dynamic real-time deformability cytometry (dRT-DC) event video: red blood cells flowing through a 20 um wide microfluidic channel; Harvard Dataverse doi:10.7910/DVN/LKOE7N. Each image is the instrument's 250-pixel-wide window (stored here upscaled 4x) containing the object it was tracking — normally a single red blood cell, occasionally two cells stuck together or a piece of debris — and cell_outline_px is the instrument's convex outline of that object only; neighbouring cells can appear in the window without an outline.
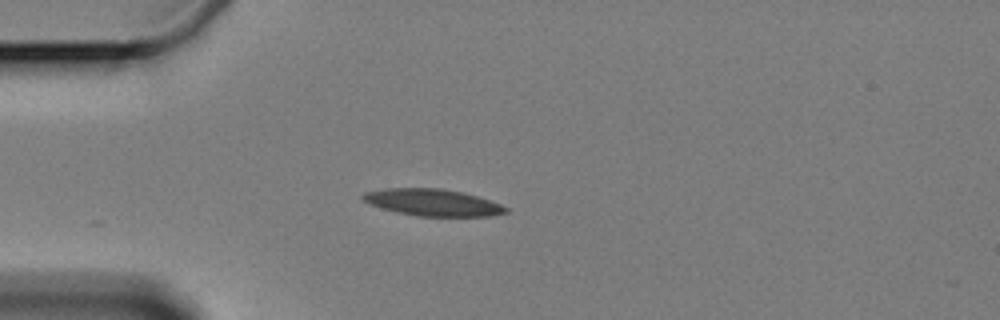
{"species": "Egyptian fruit bat (a non-hibernating species)", "species_latin": "Rousettus aegyptiacus", "temperature_condition": "cold", "stored_images_in_passage": 9, "camera_frame_rate_fps": 3000, "um_per_image_px": 0.085, "animal": {"sex": "female"}, "frame": {"image": 1, "passage_image": 4, "time_ms": 3.667, "image_size_px": [1000, 320], "cell_outline_px": [[508, 212], [492, 216], [416, 216], [396, 212], [380, 208], [368, 204], [360, 196], [364, 192], [388, 188], [440, 188], [460, 192], [476, 196], [500, 204], [508, 208]], "centroid_in_image_um": [36.73, 17.21], "position_along_channel_um": 48.3, "area_um2": 22.31}}
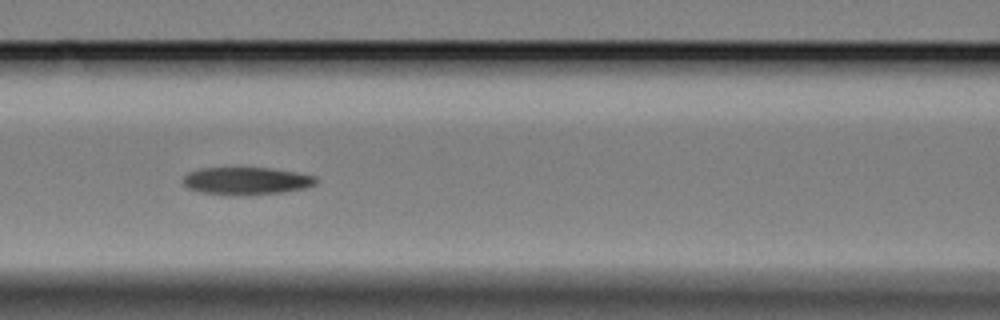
{"frame": {"image": 2, "passage_image": 7, "time_ms": 7.0, "image_size_px": [1000, 320], "cell_outline_px": [[316, 184], [304, 188], [284, 192], [244, 196], [236, 196], [200, 192], [188, 188], [184, 184], [184, 176], [188, 172], [200, 168], [272, 168], [296, 172], [316, 176]], "centroid_in_image_um": [20.95, 15.39], "position_along_channel_um": 145.7, "area_um2": 21.5}}
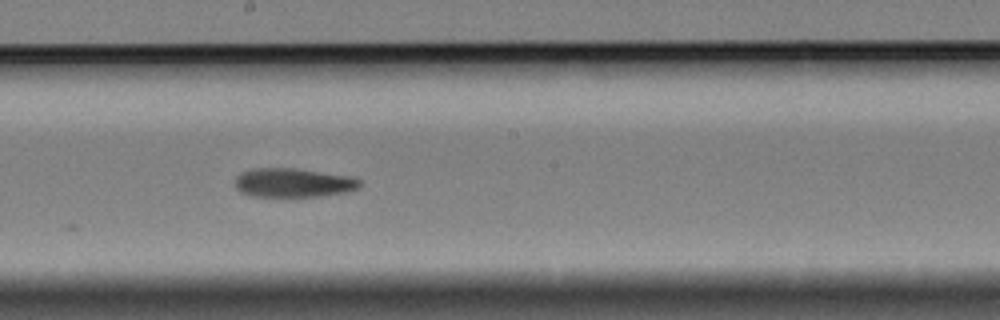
{"frame": {"image": 3, "passage_image": 9, "time_ms": 9.333, "image_size_px": [1000, 320], "cell_outline_px": [[360, 188], [348, 192], [320, 196], [248, 196], [240, 192], [236, 188], [236, 176], [240, 172], [256, 168], [296, 168], [352, 176], [360, 180]], "centroid_in_image_um": [24.94, 15.53], "position_along_channel_um": 223.3, "area_um2": 21.27}}